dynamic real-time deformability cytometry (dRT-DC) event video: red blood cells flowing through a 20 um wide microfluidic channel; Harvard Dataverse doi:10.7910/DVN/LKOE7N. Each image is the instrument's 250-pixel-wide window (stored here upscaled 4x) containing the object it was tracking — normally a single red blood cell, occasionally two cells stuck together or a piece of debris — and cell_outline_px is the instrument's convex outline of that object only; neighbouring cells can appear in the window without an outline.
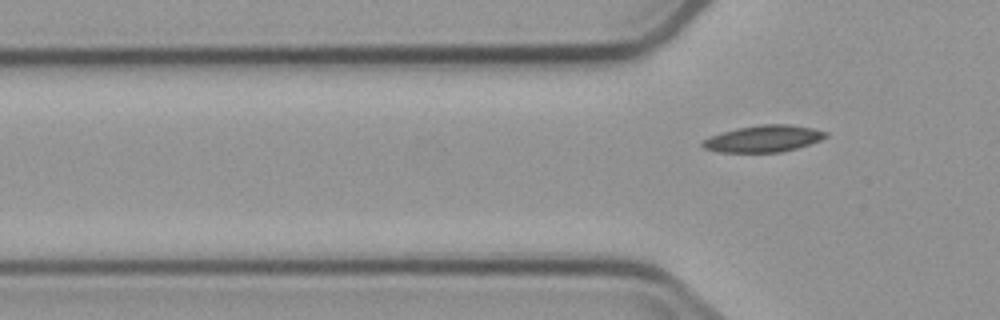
{"species": "common noctule bat (a hibernating species)", "species_latin": "Nyctalus noctula", "temperature_condition": "cold", "stored_images_in_passage": 2, "camera_frame_rate_fps": 3000, "um_per_image_px": 0.085, "animal": {"sex": "male", "body_mass_g": 23.1, "forearm_length_mm": 52.7}, "frame": {"image": 1, "passage_image": 2, "time_ms": 2.333, "image_size_px": [1000, 320], "cell_outline_px": [[828, 136], [820, 140], [784, 152], [716, 152], [704, 148], [700, 144], [708, 136], [736, 128], [760, 124], [788, 124], [812, 128], [828, 132]], "centroid_in_image_um": [64.87, 11.78], "position_along_channel_um": 60.9, "area_um2": 19.25}}